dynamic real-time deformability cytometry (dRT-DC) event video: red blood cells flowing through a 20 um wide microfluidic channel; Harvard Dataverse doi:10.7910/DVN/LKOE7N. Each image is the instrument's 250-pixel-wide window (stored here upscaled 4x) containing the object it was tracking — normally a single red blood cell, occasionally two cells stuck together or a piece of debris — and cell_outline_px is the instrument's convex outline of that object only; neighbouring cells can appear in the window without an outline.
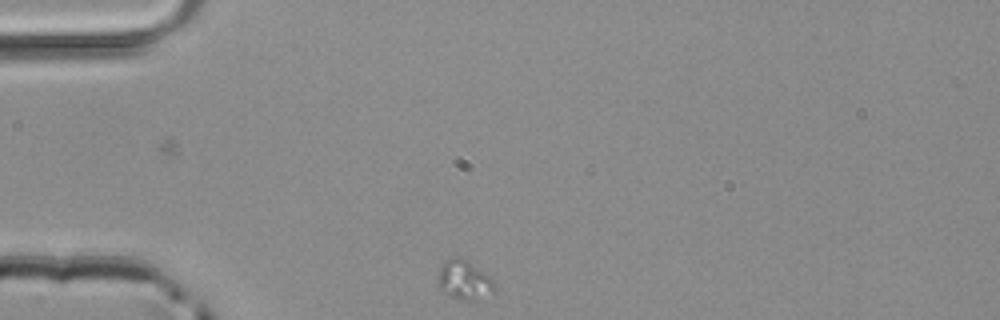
{"species": "common noctule bat (a hibernating species)", "species_latin": "Nyctalus noctula", "temperature_condition": "room temperature", "stored_images_in_passage": 17, "camera_frame_rate_fps": 3000, "um_per_image_px": 0.085, "animal": {"sex": "male", "body_mass_g": 20.4}, "frame": {"image": 1, "passage_image": 1, "time_ms": 0.0, "image_size_px": [1000, 320], "cell_outline_px": [[496, 296], [476, 300], [456, 300], [448, 296], [440, 288], [440, 268], [444, 260], [456, 256], [460, 256], [468, 260], [484, 272], [496, 284]], "centroid_in_image_um": [39.54, 23.84], "position_along_channel_um": 45.5, "area_um2": 13.35}}